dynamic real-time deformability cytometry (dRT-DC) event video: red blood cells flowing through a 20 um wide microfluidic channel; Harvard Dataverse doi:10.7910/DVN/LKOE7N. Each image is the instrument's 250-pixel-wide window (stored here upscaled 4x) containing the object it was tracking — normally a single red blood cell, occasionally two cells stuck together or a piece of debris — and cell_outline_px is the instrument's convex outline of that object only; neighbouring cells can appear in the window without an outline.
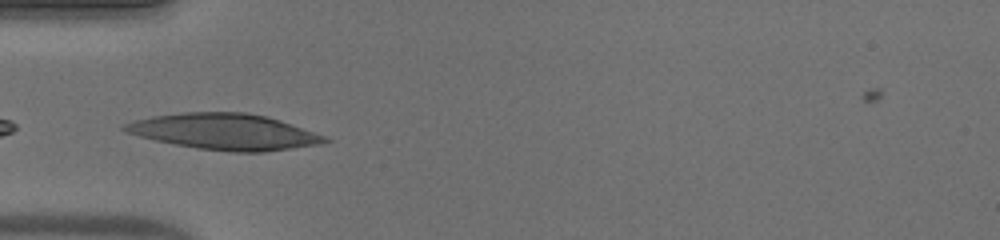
{"species": "human", "species_latin": "Homo sapiens", "temperature_condition": "warm", "stored_images_in_passage": 31, "camera_frame_rate_fps": 3000, "um_per_image_px": 0.085, "donor": {"sex": "male"}, "frame": {"image": 1, "passage_image": 1, "time_ms": 0.0, "image_size_px": [1000, 240], "cell_outline_px": [[332, 140], [320, 144], [264, 152], [232, 152], [196, 148], [156, 140], [124, 132], [120, 128], [124, 124], [136, 120], [152, 116], [184, 112], [244, 112], [268, 116], [280, 120], [324, 136]], "centroid_in_image_um": [19.07, 11.19], "position_along_channel_um": 65.9, "area_um2": 41.73}}
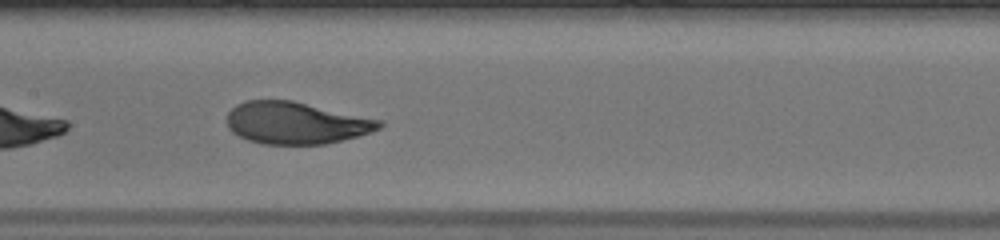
{"frame": {"image": 2, "passage_image": 10, "time_ms": 3.0, "image_size_px": [1000, 240], "cell_outline_px": [[384, 124], [380, 128], [372, 132], [324, 144], [260, 144], [248, 140], [232, 132], [228, 128], [228, 112], [236, 104], [244, 100], [292, 100], [384, 120]], "centroid_in_image_um": [25.17, 10.44], "position_along_channel_um": 182.2, "area_um2": 37.45}, "authors_computed_cell_mechanics": {"area_um2": 38.0902, "velocity_mm_per_s": 3.886, "shape_relaxation_time_tau1_ms": 3.3243, "shape_relaxation_time_tau2_ms": 0.9767, "deformation_change_tau1": 0.2023, "deformation_change_tau2": 0.0616}}